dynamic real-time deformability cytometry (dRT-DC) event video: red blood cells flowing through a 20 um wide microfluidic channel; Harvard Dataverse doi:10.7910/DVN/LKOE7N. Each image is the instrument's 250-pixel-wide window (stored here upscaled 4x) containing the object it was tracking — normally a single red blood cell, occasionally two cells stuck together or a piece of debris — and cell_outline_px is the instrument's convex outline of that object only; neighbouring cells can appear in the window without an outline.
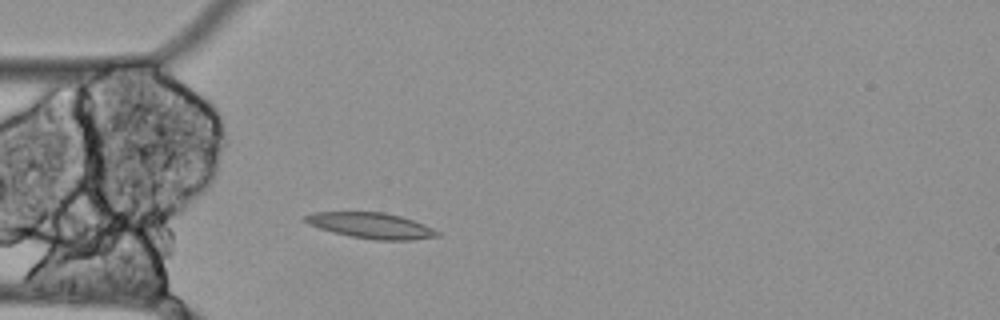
{"species": "Egyptian fruit bat (a non-hibernating species)", "species_latin": "Rousettus aegyptiacus", "temperature_condition": "cold", "stored_images_in_passage": 52, "camera_frame_rate_fps": 3000, "um_per_image_px": 0.085, "animal": {"sex": "female"}, "frame": {"image": 1, "passage_image": 11, "time_ms": 3.333, "image_size_px": [1000, 320], "cell_outline_px": [[440, 236], [412, 240], [376, 240], [348, 236], [332, 232], [308, 224], [304, 220], [304, 216], [316, 212], [384, 212], [400, 216], [424, 224], [440, 232]], "centroid_in_image_um": [31.56, 19.18], "position_along_channel_um": 53.4, "area_um2": 19.77}}
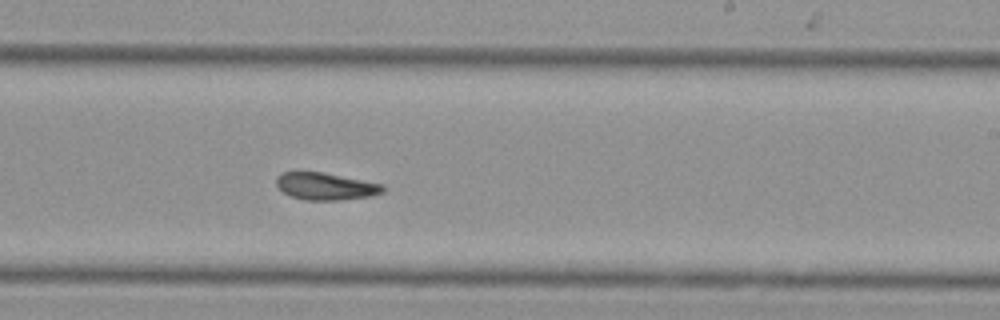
{"frame": {"image": 2, "passage_image": 29, "time_ms": 9.333, "image_size_px": [1000, 320], "cell_outline_px": [[384, 192], [372, 196], [340, 200], [304, 200], [292, 196], [284, 192], [276, 184], [276, 176], [284, 172], [324, 172], [384, 184]], "centroid_in_image_um": [27.72, 15.83], "position_along_channel_um": 261.3, "area_um2": 16.94}}
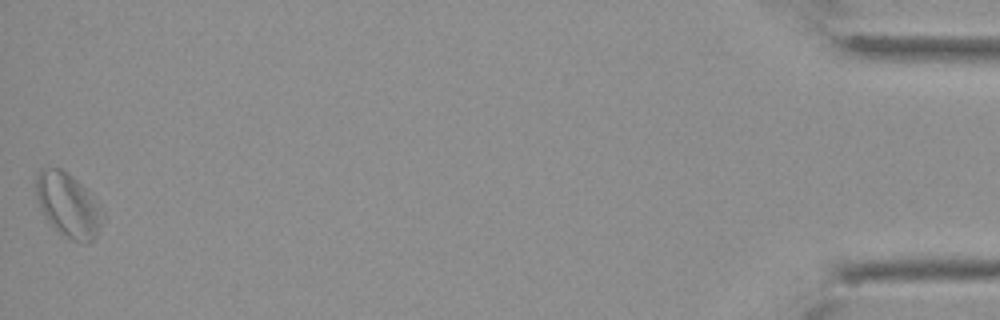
{"frame": {"image": 3, "passage_image": 52, "time_ms": 17.0, "image_size_px": [1000, 320], "cell_outline_px": [[104, 220], [96, 236], [88, 244], [72, 240], [56, 232], [44, 216], [40, 208], [36, 196], [36, 180], [40, 168], [60, 168], [68, 172], [88, 188], [100, 204], [104, 212]], "centroid_in_image_um": [5.83, 17.44], "position_along_channel_um": 429.4, "area_um2": 25.55}, "authors_computed_cell_mechanics": {"area_um2": 18.5827, "velocity_mm_per_s": 3.4171, "shape_relaxation_time_tau1_ms": null, "shape_relaxation_time_tau2_ms": 10.604, "deformation_change_tau1": null, "deformation_change_tau2": 0.0945}}